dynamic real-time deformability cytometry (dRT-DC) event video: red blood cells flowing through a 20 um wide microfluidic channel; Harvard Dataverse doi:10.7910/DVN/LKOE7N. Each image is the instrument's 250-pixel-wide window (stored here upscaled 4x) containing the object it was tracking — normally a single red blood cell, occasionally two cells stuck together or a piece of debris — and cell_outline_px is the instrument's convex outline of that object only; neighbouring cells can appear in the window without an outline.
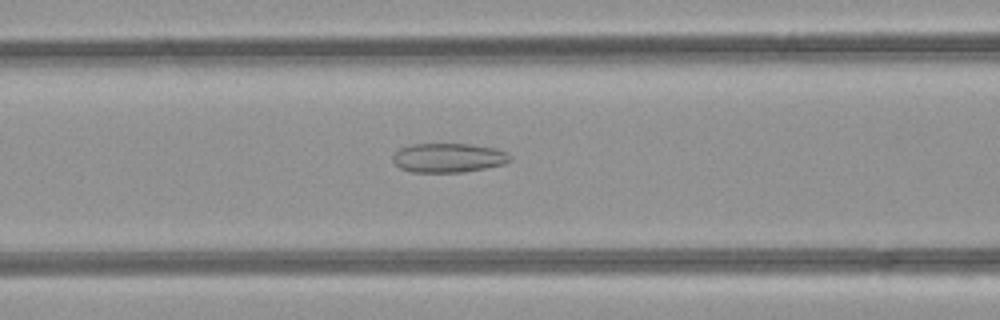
{"species": "common noctule bat (a hibernating species)", "species_latin": "Nyctalus noctula", "temperature_condition": "room temperature", "stored_images_in_passage": 29, "camera_frame_rate_fps": 3000, "um_per_image_px": 0.085, "animal": {"sex": "female", "body_mass_g": 21.9}, "frame": {"image": 1, "passage_image": 10, "time_ms": 3.0, "image_size_px": [1000, 320], "cell_outline_px": [[512, 160], [504, 164], [464, 172], [412, 172], [400, 168], [392, 160], [392, 156], [400, 148], [412, 144], [468, 144], [496, 148], [508, 152]], "centroid_in_image_um": [38.13, 13.41], "position_along_channel_um": 128.5, "area_um2": 20.0}}
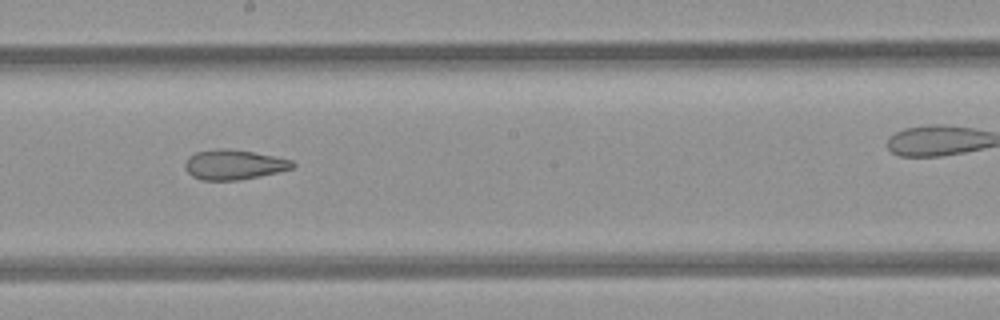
{"frame": {"image": 2, "passage_image": 17, "time_ms": 5.333, "image_size_px": [1000, 320], "cell_outline_px": [[296, 164], [292, 168], [260, 176], [240, 180], [200, 180], [192, 176], [184, 168], [184, 164], [188, 156], [196, 152], [216, 148], [224, 148], [252, 152], [292, 160]], "centroid_in_image_um": [19.83, 14.0], "position_along_channel_um": 228.4, "area_um2": 18.67}}
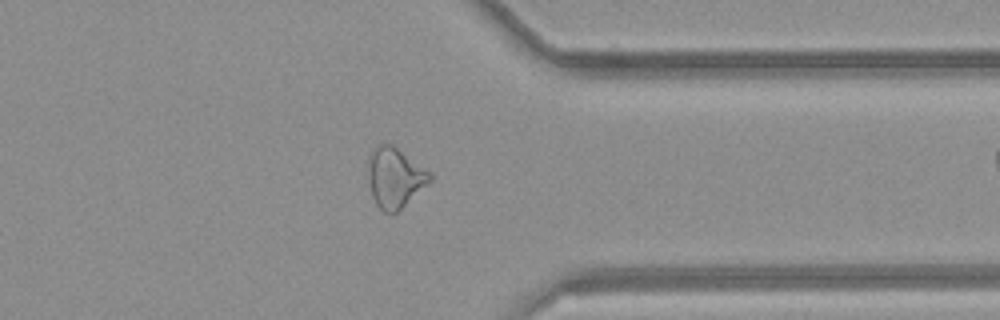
{"frame": {"image": 3, "passage_image": 28, "time_ms": 9.0, "image_size_px": [1000, 320], "cell_outline_px": [[432, 180], [396, 212], [384, 212], [376, 204], [372, 196], [368, 180], [368, 156], [372, 148], [384, 140], [392, 144], [432, 172]], "centroid_in_image_um": [33.54, 15.03], "position_along_channel_um": 377.9, "area_um2": 21.85}}